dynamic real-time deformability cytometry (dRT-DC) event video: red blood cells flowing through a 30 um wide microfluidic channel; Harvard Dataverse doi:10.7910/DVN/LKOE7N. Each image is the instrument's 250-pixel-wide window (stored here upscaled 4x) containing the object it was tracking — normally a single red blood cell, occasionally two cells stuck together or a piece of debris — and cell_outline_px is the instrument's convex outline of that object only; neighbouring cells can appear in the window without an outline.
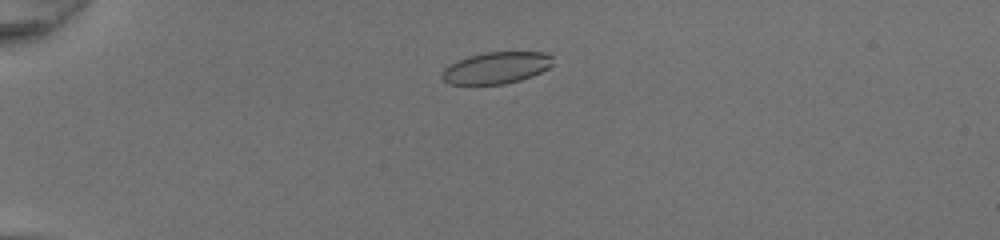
{"species": "common noctule bat (a hibernating species)", "species_latin": "Nyctalus noctula", "temperature_condition": "room temperature", "stored_images_in_passage": 44, "camera_frame_rate_fps": 3000, "um_per_image_px": 0.085, "animal": {"sex": "female", "body_mass_g": 20.0, "forearm_length_mm": 54.0}, "frame": {"image": 1, "passage_image": 8, "time_ms": 2.333, "image_size_px": [1000, 240], "cell_outline_px": [[552, 64], [548, 68], [532, 76], [520, 80], [504, 84], [448, 84], [440, 76], [444, 68], [468, 56], [484, 52], [544, 52], [552, 56]], "centroid_in_image_um": [42.18, 5.76], "position_along_channel_um": 42.8, "area_um2": 20.35}}
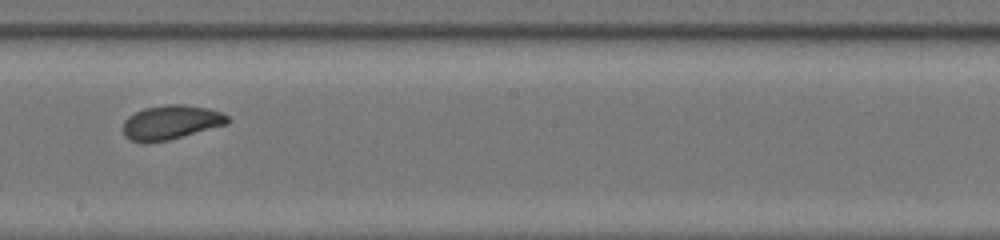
{"frame": {"image": 2, "passage_image": 25, "time_ms": 8.0, "image_size_px": [1000, 240], "cell_outline_px": [[232, 120], [228, 124], [168, 140], [144, 144], [128, 140], [124, 136], [120, 128], [124, 120], [128, 116], [144, 108], [168, 104], [184, 104], [208, 108], [220, 112], [228, 116]], "centroid_in_image_um": [14.48, 10.41], "position_along_channel_um": 233.7, "area_um2": 21.33}}
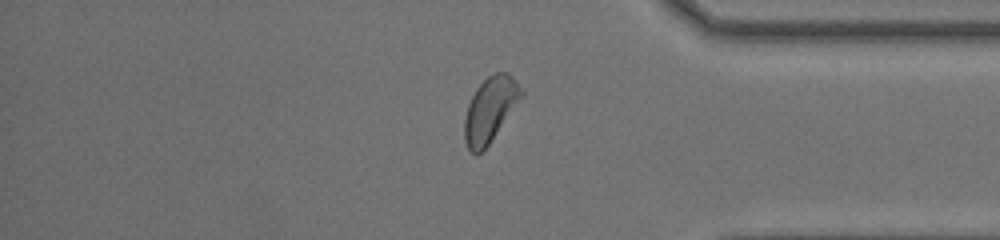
{"frame": {"image": 3, "passage_image": 37, "time_ms": 12.0, "image_size_px": [1000, 240], "cell_outline_px": [[524, 92], [488, 144], [476, 156], [468, 148], [464, 140], [464, 120], [468, 104], [476, 88], [488, 76], [496, 72], [508, 72], [516, 80]], "centroid_in_image_um": [41.63, 9.28], "position_along_channel_um": 393.6, "area_um2": 20.87}, "authors_computed_cell_mechanics": {"area_um2": 21.386, "velocity_mm_per_s": 4.2792, "shape_relaxation_time_tau1_ms": 3.9975, "shape_relaxation_time_tau2_ms": 1.2326, "deformation_change_tau1": 0.1088, "deformation_change_tau2": 0.065}}